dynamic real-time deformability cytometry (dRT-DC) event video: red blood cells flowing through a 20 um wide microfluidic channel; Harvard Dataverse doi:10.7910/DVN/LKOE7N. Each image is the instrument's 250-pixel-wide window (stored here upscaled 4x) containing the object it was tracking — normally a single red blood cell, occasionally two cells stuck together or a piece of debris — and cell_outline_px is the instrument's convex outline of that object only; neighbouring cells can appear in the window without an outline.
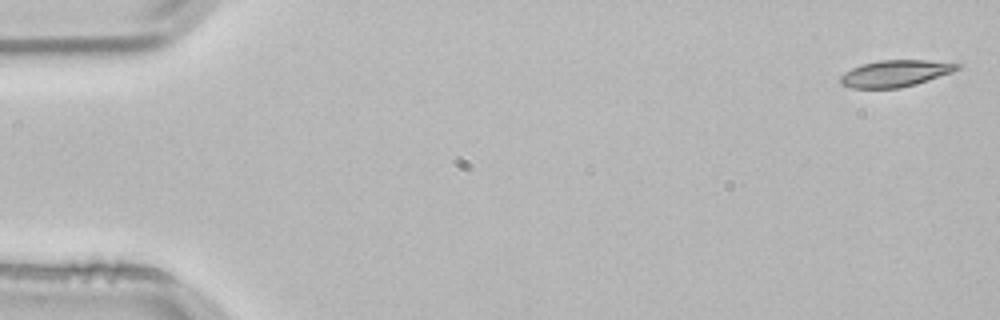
{"species": "common noctule bat (a hibernating species)", "species_latin": "Nyctalus noctula", "temperature_condition": "room temperature", "stored_images_in_passage": 4, "camera_frame_rate_fps": 3000, "um_per_image_px": 0.085, "animal": {"sex": "male", "body_mass_g": 21.5, "forearm_length_mm": 52.0}, "frame": {"image": 1, "passage_image": 1, "time_ms": 0.0, "image_size_px": [1000, 320], "cell_outline_px": [[964, 64], [960, 68], [952, 72], [916, 84], [900, 88], [852, 88], [840, 84], [840, 76], [852, 68], [860, 64], [880, 60], [928, 60]], "centroid_in_image_um": [76.11, 6.23], "position_along_channel_um": 8.9, "area_um2": 18.21}}
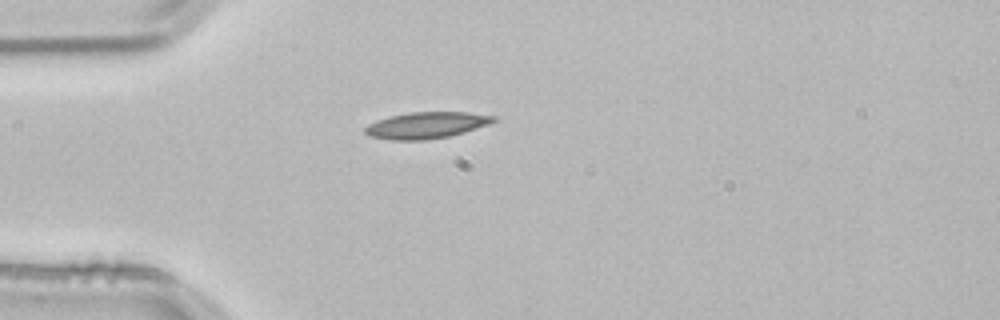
{"frame": {"image": 2, "passage_image": 4, "time_ms": 1.0, "image_size_px": [1000, 320], "cell_outline_px": [[496, 120], [488, 124], [464, 132], [448, 136], [424, 140], [388, 140], [368, 136], [364, 132], [364, 128], [368, 124], [376, 120], [408, 112], [468, 112], [496, 116]], "centroid_in_image_um": [36.2, 10.64], "position_along_channel_um": 48.8, "area_um2": 19.77}}